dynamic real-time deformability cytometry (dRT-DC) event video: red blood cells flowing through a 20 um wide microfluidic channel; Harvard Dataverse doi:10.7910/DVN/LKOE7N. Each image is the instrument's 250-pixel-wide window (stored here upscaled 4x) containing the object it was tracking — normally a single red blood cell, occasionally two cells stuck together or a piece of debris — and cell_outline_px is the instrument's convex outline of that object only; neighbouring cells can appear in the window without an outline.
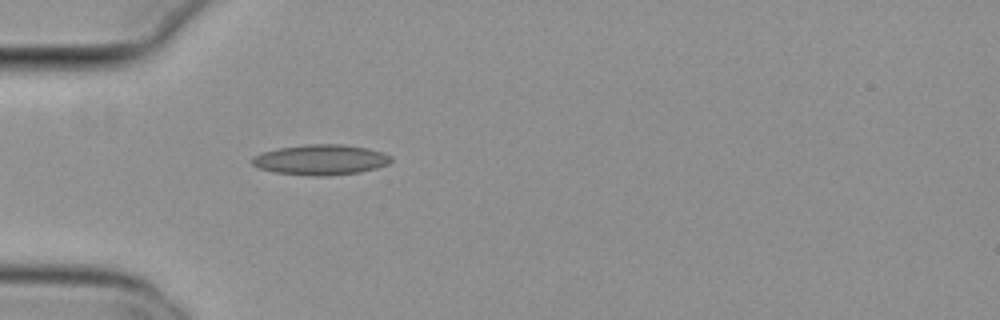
{"species": "common noctule bat (a hibernating species)", "species_latin": "Nyctalus noctula", "temperature_condition": "cold", "stored_images_in_passage": 38, "camera_frame_rate_fps": 3000, "um_per_image_px": 0.085, "animal": {"sex": "female", "body_mass_g": 29.2, "forearm_length_mm": 56.3}, "frame": {"image": 1, "passage_image": 1, "time_ms": 0.0, "image_size_px": [1000, 320], "cell_outline_px": [[392, 160], [388, 164], [376, 168], [360, 172], [328, 176], [316, 176], [276, 172], [260, 168], [252, 164], [252, 160], [260, 152], [280, 148], [308, 144], [344, 144], [368, 148], [384, 152], [392, 156]], "centroid_in_image_um": [27.32, 13.57], "position_along_channel_um": 57.7, "area_um2": 24.51}}
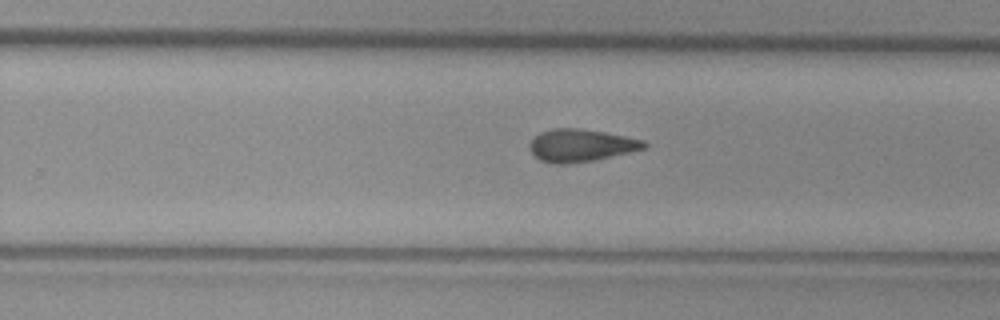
{"frame": {"image": 2, "passage_image": 19, "time_ms": 6.0, "image_size_px": [1000, 320], "cell_outline_px": [[648, 144], [644, 148], [628, 152], [592, 160], [568, 164], [556, 164], [540, 160], [528, 148], [528, 144], [540, 132], [552, 128], [576, 128], [604, 132], [644, 140]], "centroid_in_image_um": [49.33, 12.35], "position_along_channel_um": 280.5, "area_um2": 21.39}}
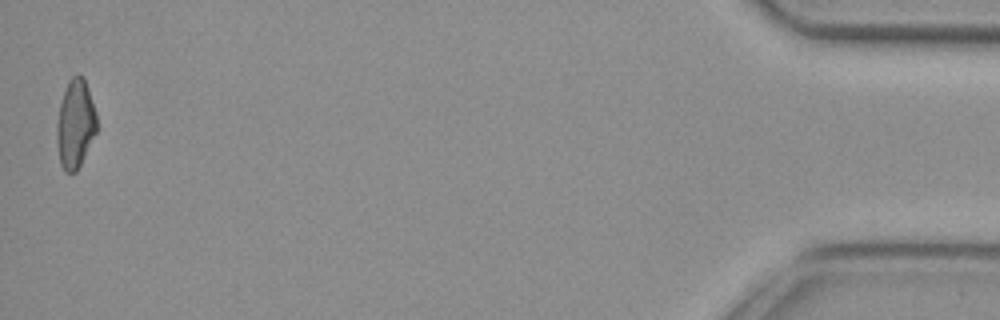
{"frame": {"image": 3, "passage_image": 38, "time_ms": 12.333, "image_size_px": [1000, 320], "cell_outline_px": [[96, 132], [76, 172], [64, 172], [60, 164], [56, 140], [56, 124], [60, 104], [68, 80], [72, 76], [80, 72], [84, 76], [96, 112]], "centroid_in_image_um": [6.38, 10.5], "position_along_channel_um": 428.8, "area_um2": 20.69}, "authors_computed_cell_mechanics": {"area_um2": 21.2415, "velocity_mm_per_s": 3.8198, "shape_relaxation_time_tau1_ms": null, "shape_relaxation_time_tau2_ms": 5.0963, "deformation_change_tau1": null, "deformation_change_tau2": 0.1538}}